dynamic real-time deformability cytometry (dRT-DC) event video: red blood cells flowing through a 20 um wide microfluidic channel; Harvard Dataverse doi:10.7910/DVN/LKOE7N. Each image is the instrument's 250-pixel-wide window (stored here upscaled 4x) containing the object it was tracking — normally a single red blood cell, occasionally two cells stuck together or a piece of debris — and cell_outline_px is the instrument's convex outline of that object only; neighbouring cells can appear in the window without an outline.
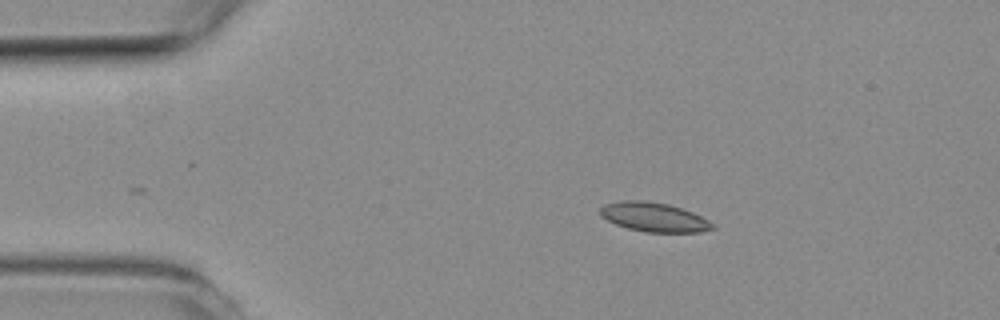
{"species": "common noctule bat (a hibernating species)", "species_latin": "Nyctalus noctula", "temperature_condition": "room temperature", "stored_images_in_passage": 3, "camera_frame_rate_fps": 3000, "um_per_image_px": 0.085, "animal": {"sex": "female", "body_mass_g": 19.3, "forearm_length_mm": 54.1}, "frame": {"image": 1, "passage_image": 3, "time_ms": 2.333, "image_size_px": [1000, 320], "cell_outline_px": [[716, 228], [700, 232], [644, 232], [628, 228], [616, 224], [600, 216], [600, 208], [604, 204], [624, 200], [644, 200], [668, 204], [692, 212], [708, 220]], "centroid_in_image_um": [55.57, 18.45], "position_along_channel_um": 29.4, "area_um2": 19.02}}